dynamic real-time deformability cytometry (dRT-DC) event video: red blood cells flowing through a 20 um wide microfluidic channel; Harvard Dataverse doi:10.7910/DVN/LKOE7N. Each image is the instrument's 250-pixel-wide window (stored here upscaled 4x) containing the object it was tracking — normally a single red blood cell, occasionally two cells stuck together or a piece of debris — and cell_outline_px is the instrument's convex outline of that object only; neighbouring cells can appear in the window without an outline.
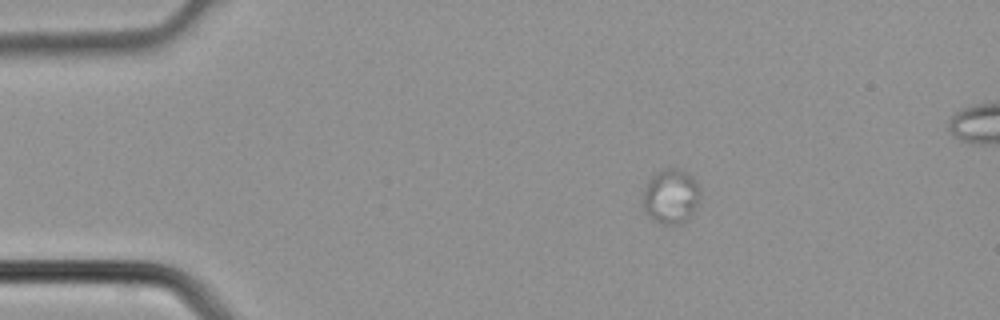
{"species": "common noctule bat (a hibernating species)", "species_latin": "Nyctalus noctula", "temperature_condition": "cold", "stored_images_in_passage": 2, "camera_frame_rate_fps": 3000, "um_per_image_px": 0.085, "animal": {"sex": "male", "body_mass_g": 21.5, "forearm_length_mm": 52.0}, "frame": {"image": 1, "passage_image": 1, "time_ms": 0.0, "image_size_px": [1000, 320], "cell_outline_px": [[700, 192], [696, 204], [688, 220], [680, 224], [664, 224], [648, 216], [644, 212], [640, 204], [644, 188], [648, 180], [656, 172], [664, 168], [680, 168], [688, 172], [696, 180], [700, 188]], "centroid_in_image_um": [56.98, 16.66], "position_along_channel_um": 28.0, "area_um2": 18.61}}